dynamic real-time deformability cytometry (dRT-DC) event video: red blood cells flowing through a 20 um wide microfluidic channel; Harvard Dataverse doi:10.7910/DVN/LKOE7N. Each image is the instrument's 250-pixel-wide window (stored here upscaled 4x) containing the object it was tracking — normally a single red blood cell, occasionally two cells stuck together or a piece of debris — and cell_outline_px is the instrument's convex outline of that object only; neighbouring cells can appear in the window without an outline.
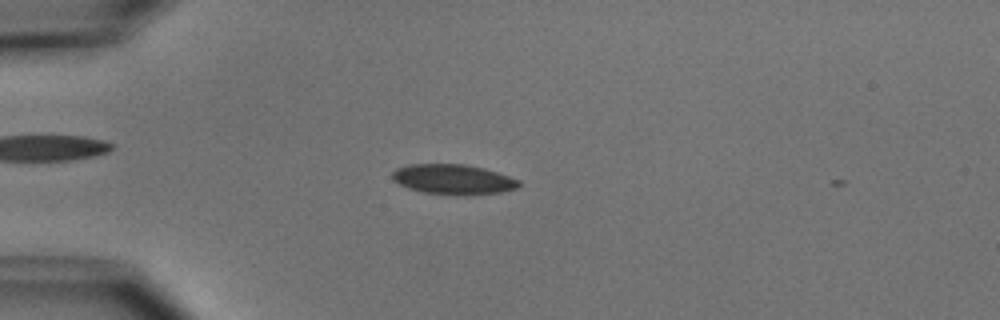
{"species": "common noctule bat (a hibernating species)", "species_latin": "Nyctalus noctula", "temperature_condition": "cold", "stored_images_in_passage": 4, "camera_frame_rate_fps": 3000, "um_per_image_px": 0.085, "animal": {"sex": "male", "body_mass_g": 15.6}, "frame": {"image": 1, "passage_image": 2, "time_ms": 0.333, "image_size_px": [1000, 320], "cell_outline_px": [[520, 184], [516, 188], [500, 192], [464, 196], [456, 196], [424, 192], [408, 188], [392, 180], [392, 172], [396, 168], [408, 164], [464, 164], [484, 168], [520, 180]], "centroid_in_image_um": [38.5, 15.25], "position_along_channel_um": 46.5, "area_um2": 22.31}}